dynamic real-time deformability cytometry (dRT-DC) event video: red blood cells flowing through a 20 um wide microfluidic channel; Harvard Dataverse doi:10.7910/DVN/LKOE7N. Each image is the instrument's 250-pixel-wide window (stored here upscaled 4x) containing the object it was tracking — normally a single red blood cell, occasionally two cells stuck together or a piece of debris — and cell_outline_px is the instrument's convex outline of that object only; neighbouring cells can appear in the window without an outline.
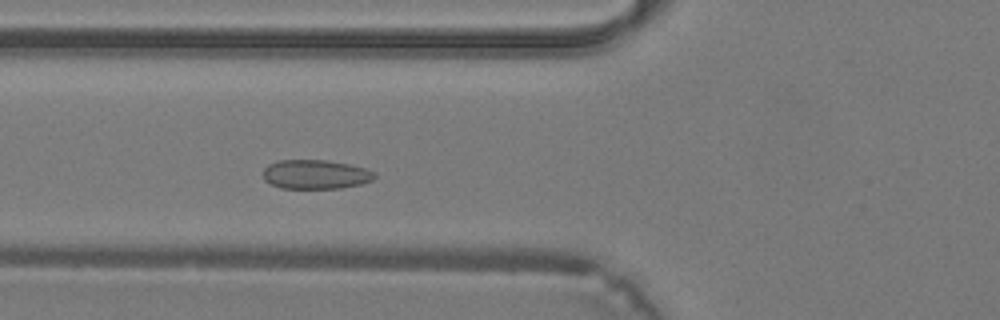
{"species": "common noctule bat (a hibernating species)", "species_latin": "Nyctalus noctula", "temperature_condition": "warm", "stored_images_in_passage": 35, "camera_frame_rate_fps": 3000, "um_per_image_px": 0.085, "animal": {"sex": "male", "body_mass_g": 19.2, "forearm_length_mm": 51.8}, "frame": {"image": 1, "passage_image": 10, "time_ms": 3.0, "image_size_px": [1000, 320], "cell_outline_px": [[376, 176], [372, 180], [360, 184], [340, 188], [280, 188], [264, 180], [264, 168], [268, 164], [280, 160], [328, 160], [348, 164], [364, 168], [376, 172]], "centroid_in_image_um": [26.82, 14.82], "position_along_channel_um": 99.0, "area_um2": 18.9}}
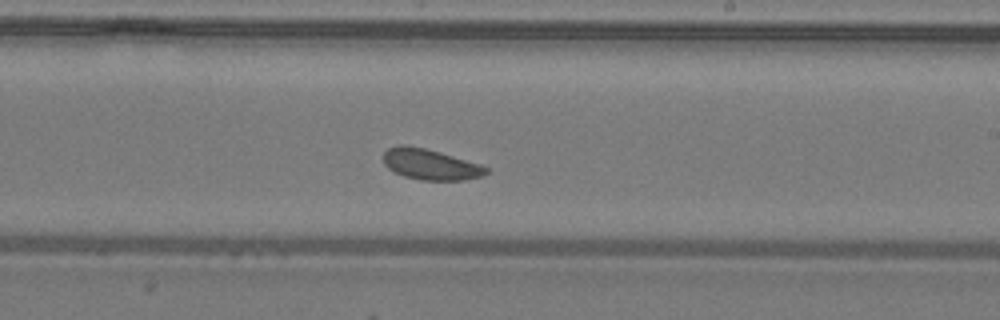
{"frame": {"image": 2, "passage_image": 19, "time_ms": 6.0, "image_size_px": [1000, 320], "cell_outline_px": [[488, 172], [480, 176], [464, 180], [420, 180], [404, 176], [388, 168], [384, 164], [384, 152], [388, 148], [400, 144], [408, 144], [440, 152], [480, 164], [488, 168]], "centroid_in_image_um": [36.56, 13.96], "position_along_channel_um": 252.4, "area_um2": 18.32}}
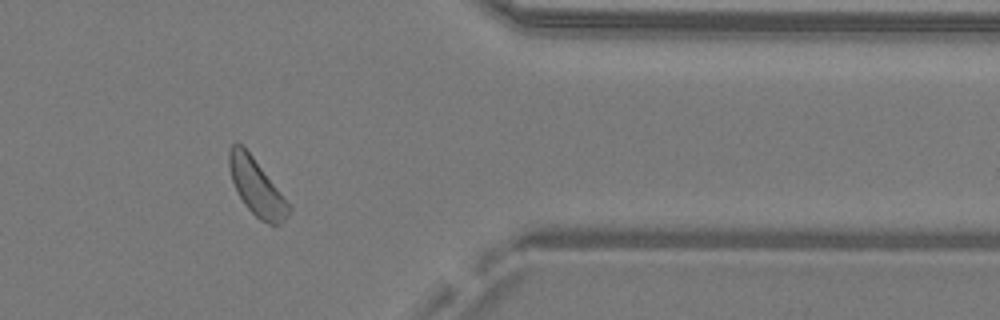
{"frame": {"image": 3, "passage_image": 28, "time_ms": 9.0, "image_size_px": [1000, 320], "cell_outline_px": [[292, 208], [288, 216], [280, 224], [268, 224], [260, 220], [244, 204], [232, 180], [228, 164], [228, 152], [232, 144], [236, 140], [252, 156]], "centroid_in_image_um": [21.79, 15.91], "position_along_channel_um": 389.6, "area_um2": 19.13}}